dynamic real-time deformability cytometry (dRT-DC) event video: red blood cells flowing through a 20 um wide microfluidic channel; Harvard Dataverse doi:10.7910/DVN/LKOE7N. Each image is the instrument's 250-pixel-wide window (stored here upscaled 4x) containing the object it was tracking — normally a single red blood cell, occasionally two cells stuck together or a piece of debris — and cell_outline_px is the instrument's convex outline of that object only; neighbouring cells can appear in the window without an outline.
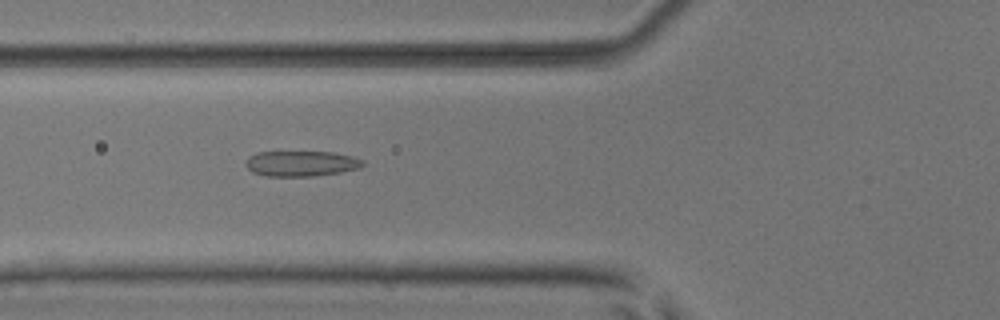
{"species": "common noctule bat (a hibernating species)", "species_latin": "Nyctalus noctula", "temperature_condition": "room temperature", "stored_images_in_passage": 39, "camera_frame_rate_fps": 3000, "um_per_image_px": 0.085, "animal": {"sex": "male", "body_mass_g": 17.9, "forearm_length_mm": 54.2}, "frame": {"image": 1, "passage_image": 6, "time_ms": 1.667, "image_size_px": [1000, 320], "cell_outline_px": [[364, 164], [360, 168], [340, 172], [312, 176], [264, 176], [252, 172], [244, 164], [244, 160], [248, 156], [256, 152], [332, 152], [352, 156], [364, 160]], "centroid_in_image_um": [25.56, 13.9], "position_along_channel_um": 100.2, "area_um2": 17.51}}
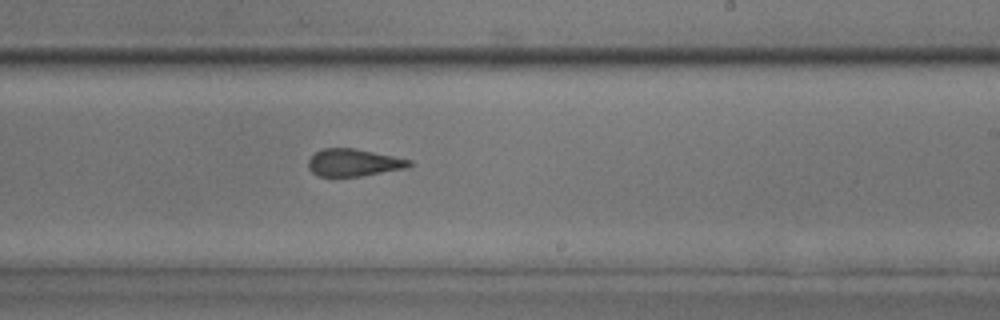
{"frame": {"image": 2, "passage_image": 18, "time_ms": 5.667, "image_size_px": [1000, 320], "cell_outline_px": [[412, 164], [408, 168], [360, 176], [320, 176], [312, 172], [308, 168], [308, 160], [316, 152], [324, 148], [352, 148], [412, 160]], "centroid_in_image_um": [30.06, 13.83], "position_along_channel_um": 258.9, "area_um2": 15.9}}
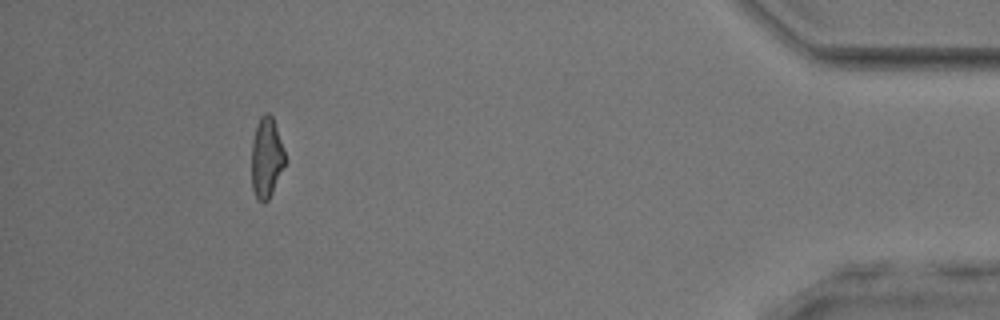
{"frame": {"image": 3, "passage_image": 34, "time_ms": 11.0, "image_size_px": [1000, 320], "cell_outline_px": [[288, 160], [268, 200], [264, 204], [256, 196], [252, 188], [252, 140], [256, 124], [260, 116], [264, 112], [268, 112], [272, 116]], "centroid_in_image_um": [22.67, 13.38], "position_along_channel_um": 412.5, "area_um2": 15.9}}